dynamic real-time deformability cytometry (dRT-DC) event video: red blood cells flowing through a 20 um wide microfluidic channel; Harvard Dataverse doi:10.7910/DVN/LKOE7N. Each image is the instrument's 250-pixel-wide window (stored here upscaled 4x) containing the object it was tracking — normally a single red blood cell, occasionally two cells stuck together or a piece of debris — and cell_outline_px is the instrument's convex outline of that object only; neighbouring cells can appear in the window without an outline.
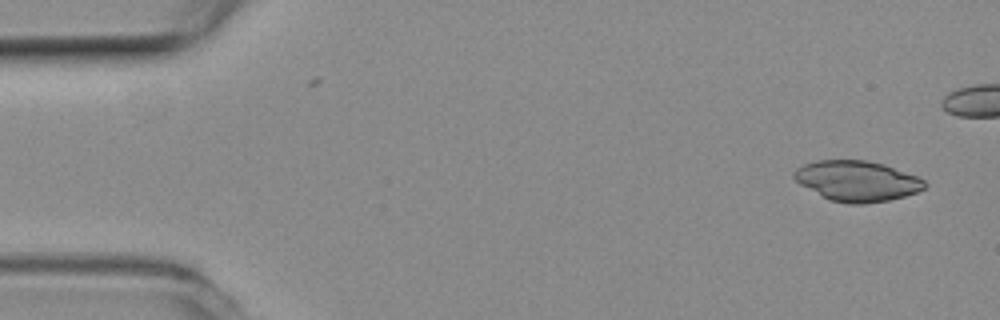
{"species": "common noctule bat (a hibernating species)", "species_latin": "Nyctalus noctula", "temperature_condition": "room temperature", "stored_images_in_passage": 6, "camera_frame_rate_fps": 3000, "um_per_image_px": 0.085, "animal": {"sex": "female", "body_mass_g": 19.3, "forearm_length_mm": 54.1}, "frame": {"image": 1, "passage_image": 1, "time_ms": 0.0, "image_size_px": [1000, 320], "cell_outline_px": [[928, 184], [924, 188], [916, 192], [904, 196], [888, 200], [864, 204], [848, 204], [828, 200], [800, 184], [792, 176], [792, 172], [796, 168], [804, 164], [816, 160], [868, 160], [884, 164], [916, 176], [924, 180]], "centroid_in_image_um": [72.82, 15.38], "position_along_channel_um": 12.2, "area_um2": 30.87}}